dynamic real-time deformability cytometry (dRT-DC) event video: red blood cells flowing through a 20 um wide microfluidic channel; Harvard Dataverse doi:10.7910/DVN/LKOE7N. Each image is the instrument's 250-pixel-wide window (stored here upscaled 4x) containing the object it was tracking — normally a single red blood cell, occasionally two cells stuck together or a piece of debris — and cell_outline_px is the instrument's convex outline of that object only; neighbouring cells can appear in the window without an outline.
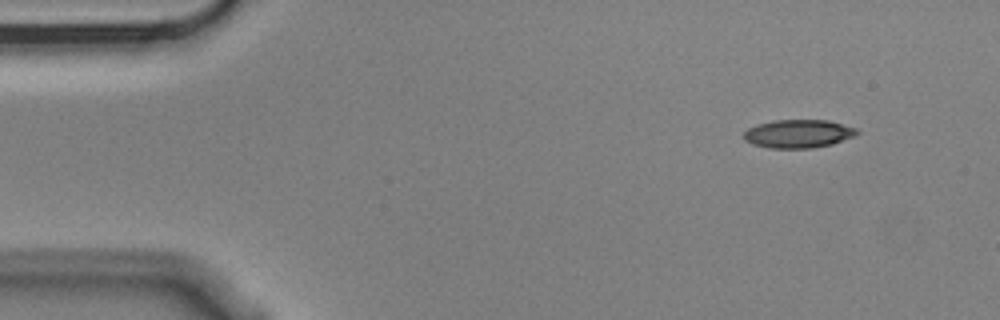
{"species": "Egyptian fruit bat (a non-hibernating species)", "species_latin": "Rousettus aegyptiacus", "temperature_condition": "cold", "stored_images_in_passage": 3, "camera_frame_rate_fps": 3000, "um_per_image_px": 0.085, "animal": {"sex": "male"}, "frame": {"image": 1, "passage_image": 1, "time_ms": 0.0, "image_size_px": [1000, 320], "cell_outline_px": [[860, 132], [856, 136], [832, 144], [812, 148], [768, 148], [752, 144], [744, 140], [744, 132], [748, 128], [756, 124], [776, 120], [828, 120], [856, 128]], "centroid_in_image_um": [67.86, 11.37], "position_along_channel_um": 17.1, "area_um2": 18.79}}